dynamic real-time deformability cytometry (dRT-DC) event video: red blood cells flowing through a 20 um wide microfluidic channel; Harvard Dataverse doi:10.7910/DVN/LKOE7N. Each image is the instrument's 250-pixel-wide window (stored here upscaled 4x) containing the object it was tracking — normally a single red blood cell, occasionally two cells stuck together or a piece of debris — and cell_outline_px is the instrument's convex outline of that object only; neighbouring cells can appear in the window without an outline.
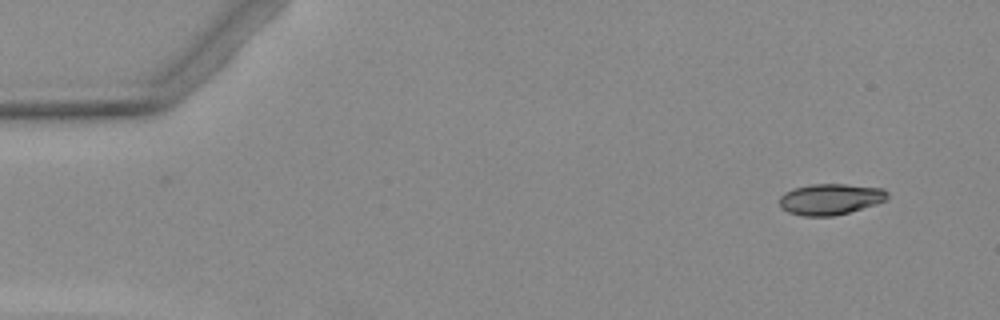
{"species": "Egyptian fruit bat (a non-hibernating species)", "species_latin": "Rousettus aegyptiacus", "temperature_condition": "warm", "stored_images_in_passage": 2, "camera_frame_rate_fps": 3000, "um_per_image_px": 0.085, "animal": {"sex": "female"}, "frame": {"image": 1, "passage_image": 2, "time_ms": 1.333, "image_size_px": [1000, 320], "cell_outline_px": [[888, 196], [884, 200], [876, 204], [848, 212], [832, 216], [804, 216], [788, 212], [780, 208], [780, 196], [784, 192], [792, 188], [812, 184], [844, 184], [884, 188], [888, 192]], "centroid_in_image_um": [70.55, 16.92], "position_along_channel_um": 14.4, "area_um2": 19.54}}